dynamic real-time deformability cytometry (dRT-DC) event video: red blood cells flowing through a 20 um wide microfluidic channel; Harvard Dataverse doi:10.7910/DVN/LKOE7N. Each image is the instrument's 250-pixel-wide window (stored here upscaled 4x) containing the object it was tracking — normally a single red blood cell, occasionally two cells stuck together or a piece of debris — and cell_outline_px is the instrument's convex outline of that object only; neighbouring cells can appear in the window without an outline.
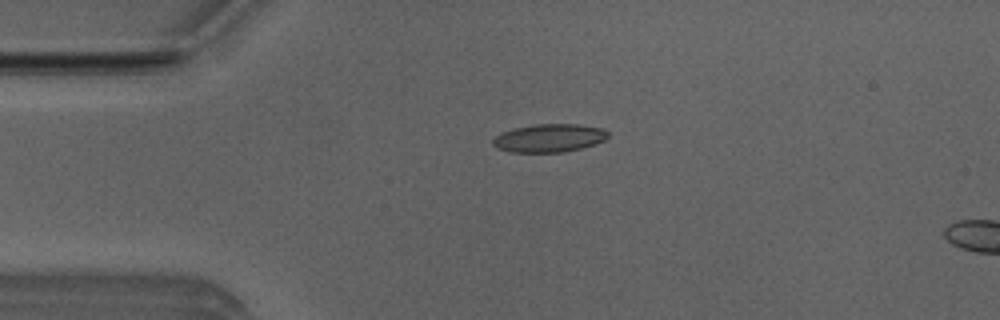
{"species": "Egyptian fruit bat (a non-hibernating species)", "species_latin": "Rousettus aegyptiacus", "temperature_condition": "room temperature", "stored_images_in_passage": 2, "camera_frame_rate_fps": 3000, "um_per_image_px": 0.085, "animal": {"sex": "male"}, "frame": {"image": 1, "passage_image": 2, "time_ms": 0.333, "image_size_px": [1000, 320], "cell_outline_px": [[608, 136], [604, 140], [580, 148], [564, 152], [512, 152], [496, 148], [492, 144], [492, 140], [496, 136], [504, 132], [516, 128], [536, 124], [576, 124], [604, 128], [608, 132]], "centroid_in_image_um": [46.68, 11.73], "position_along_channel_um": 38.3, "area_um2": 18.67}}